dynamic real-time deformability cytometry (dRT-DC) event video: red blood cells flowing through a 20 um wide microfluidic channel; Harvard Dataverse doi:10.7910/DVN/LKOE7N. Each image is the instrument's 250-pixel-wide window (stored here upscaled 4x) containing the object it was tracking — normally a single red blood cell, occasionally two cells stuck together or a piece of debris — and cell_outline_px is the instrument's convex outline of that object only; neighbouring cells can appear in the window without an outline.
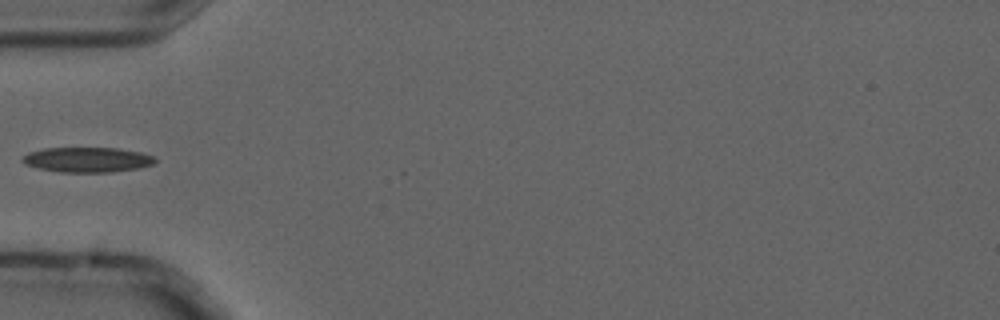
{"species": "common noctule bat (a hibernating species)", "species_latin": "Nyctalus noctula", "temperature_condition": "cold", "stored_images_in_passage": 3, "camera_frame_rate_fps": 3000, "um_per_image_px": 0.085, "animal": {"sex": "male", "forearm_length_mm": 52.5}, "frame": {"image": 1, "passage_image": 2, "time_ms": 0.333, "image_size_px": [1000, 320], "cell_outline_px": [[156, 160], [152, 164], [140, 168], [112, 172], [60, 172], [40, 168], [24, 164], [20, 160], [28, 152], [44, 148], [116, 148], [140, 152], [152, 156]], "centroid_in_image_um": [7.4, 13.57], "position_along_channel_um": 77.6, "area_um2": 19.25}}
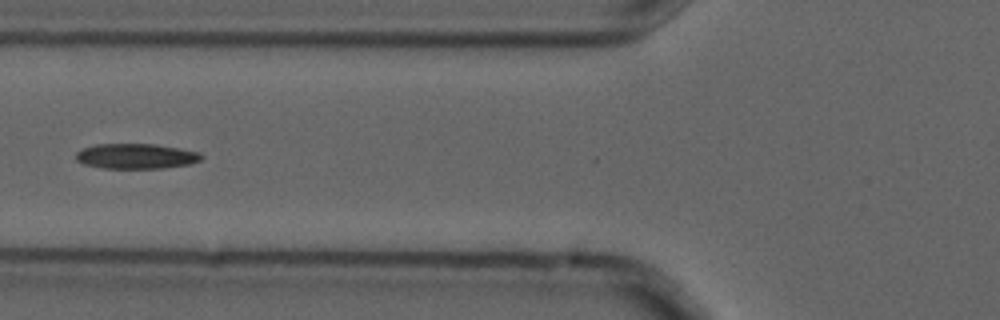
{"frame": {"image": 2, "passage_image": 3, "time_ms": 0.667, "image_size_px": [1000, 320], "cell_outline_px": [[204, 156], [200, 160], [188, 164], [164, 168], [100, 168], [84, 164], [76, 160], [76, 152], [84, 148], [96, 144], [156, 144], [200, 152]], "centroid_in_image_um": [11.56, 13.27], "position_along_channel_um": 114.2, "area_um2": 18.38}}